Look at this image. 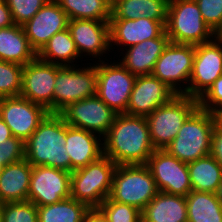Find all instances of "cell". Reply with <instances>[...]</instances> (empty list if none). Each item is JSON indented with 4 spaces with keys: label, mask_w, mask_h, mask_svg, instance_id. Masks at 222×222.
Segmentation results:
<instances>
[{
    "label": "cell",
    "mask_w": 222,
    "mask_h": 222,
    "mask_svg": "<svg viewBox=\"0 0 222 222\" xmlns=\"http://www.w3.org/2000/svg\"><path fill=\"white\" fill-rule=\"evenodd\" d=\"M102 140L103 155L116 165L146 164L155 151L146 116L117 114Z\"/></svg>",
    "instance_id": "6da1fadb"
},
{
    "label": "cell",
    "mask_w": 222,
    "mask_h": 222,
    "mask_svg": "<svg viewBox=\"0 0 222 222\" xmlns=\"http://www.w3.org/2000/svg\"><path fill=\"white\" fill-rule=\"evenodd\" d=\"M59 113H49L25 141V159L32 166H47L71 172L66 153V127Z\"/></svg>",
    "instance_id": "7a4b0ae2"
},
{
    "label": "cell",
    "mask_w": 222,
    "mask_h": 222,
    "mask_svg": "<svg viewBox=\"0 0 222 222\" xmlns=\"http://www.w3.org/2000/svg\"><path fill=\"white\" fill-rule=\"evenodd\" d=\"M218 120V114L198 107L185 120L177 136L165 150L187 164L209 155L212 131Z\"/></svg>",
    "instance_id": "3957f363"
},
{
    "label": "cell",
    "mask_w": 222,
    "mask_h": 222,
    "mask_svg": "<svg viewBox=\"0 0 222 222\" xmlns=\"http://www.w3.org/2000/svg\"><path fill=\"white\" fill-rule=\"evenodd\" d=\"M165 32L171 43L194 46L216 37L195 0H170Z\"/></svg>",
    "instance_id": "277c9868"
},
{
    "label": "cell",
    "mask_w": 222,
    "mask_h": 222,
    "mask_svg": "<svg viewBox=\"0 0 222 222\" xmlns=\"http://www.w3.org/2000/svg\"><path fill=\"white\" fill-rule=\"evenodd\" d=\"M116 164L106 156L71 172L70 197L98 208L111 192Z\"/></svg>",
    "instance_id": "5b68a950"
},
{
    "label": "cell",
    "mask_w": 222,
    "mask_h": 222,
    "mask_svg": "<svg viewBox=\"0 0 222 222\" xmlns=\"http://www.w3.org/2000/svg\"><path fill=\"white\" fill-rule=\"evenodd\" d=\"M156 182L146 164L117 165L109 198L142 211L158 194Z\"/></svg>",
    "instance_id": "8992f818"
},
{
    "label": "cell",
    "mask_w": 222,
    "mask_h": 222,
    "mask_svg": "<svg viewBox=\"0 0 222 222\" xmlns=\"http://www.w3.org/2000/svg\"><path fill=\"white\" fill-rule=\"evenodd\" d=\"M199 107L198 99L176 95L146 116L155 150H164L177 136L185 120Z\"/></svg>",
    "instance_id": "52a82bcc"
},
{
    "label": "cell",
    "mask_w": 222,
    "mask_h": 222,
    "mask_svg": "<svg viewBox=\"0 0 222 222\" xmlns=\"http://www.w3.org/2000/svg\"><path fill=\"white\" fill-rule=\"evenodd\" d=\"M88 65L78 68L79 64L78 66L56 64L53 113H60L69 104L97 94V66L94 63L93 66L92 63Z\"/></svg>",
    "instance_id": "ba28073f"
},
{
    "label": "cell",
    "mask_w": 222,
    "mask_h": 222,
    "mask_svg": "<svg viewBox=\"0 0 222 222\" xmlns=\"http://www.w3.org/2000/svg\"><path fill=\"white\" fill-rule=\"evenodd\" d=\"M194 54V45L169 42L156 61L151 75L166 84L177 95H184L188 90Z\"/></svg>",
    "instance_id": "9c48e42d"
},
{
    "label": "cell",
    "mask_w": 222,
    "mask_h": 222,
    "mask_svg": "<svg viewBox=\"0 0 222 222\" xmlns=\"http://www.w3.org/2000/svg\"><path fill=\"white\" fill-rule=\"evenodd\" d=\"M117 63V64H116ZM97 66V96L115 113L127 110L130 94L136 80L120 62L110 63L101 60Z\"/></svg>",
    "instance_id": "30bf717a"
},
{
    "label": "cell",
    "mask_w": 222,
    "mask_h": 222,
    "mask_svg": "<svg viewBox=\"0 0 222 222\" xmlns=\"http://www.w3.org/2000/svg\"><path fill=\"white\" fill-rule=\"evenodd\" d=\"M59 114L69 126L87 130L102 138L117 115L97 95L71 103Z\"/></svg>",
    "instance_id": "8fae6325"
},
{
    "label": "cell",
    "mask_w": 222,
    "mask_h": 222,
    "mask_svg": "<svg viewBox=\"0 0 222 222\" xmlns=\"http://www.w3.org/2000/svg\"><path fill=\"white\" fill-rule=\"evenodd\" d=\"M222 75V39L195 46L193 68L186 96L199 99L203 93Z\"/></svg>",
    "instance_id": "7c38bea8"
},
{
    "label": "cell",
    "mask_w": 222,
    "mask_h": 222,
    "mask_svg": "<svg viewBox=\"0 0 222 222\" xmlns=\"http://www.w3.org/2000/svg\"><path fill=\"white\" fill-rule=\"evenodd\" d=\"M146 165L159 191L185 197L192 191L188 164L170 155L165 149L155 150Z\"/></svg>",
    "instance_id": "4fadbf2b"
},
{
    "label": "cell",
    "mask_w": 222,
    "mask_h": 222,
    "mask_svg": "<svg viewBox=\"0 0 222 222\" xmlns=\"http://www.w3.org/2000/svg\"><path fill=\"white\" fill-rule=\"evenodd\" d=\"M50 112L42 105L20 96L0 98V118L12 135L24 142Z\"/></svg>",
    "instance_id": "5bb4252c"
},
{
    "label": "cell",
    "mask_w": 222,
    "mask_h": 222,
    "mask_svg": "<svg viewBox=\"0 0 222 222\" xmlns=\"http://www.w3.org/2000/svg\"><path fill=\"white\" fill-rule=\"evenodd\" d=\"M71 172L32 166L27 200L36 206H46L70 197Z\"/></svg>",
    "instance_id": "9a60e30c"
},
{
    "label": "cell",
    "mask_w": 222,
    "mask_h": 222,
    "mask_svg": "<svg viewBox=\"0 0 222 222\" xmlns=\"http://www.w3.org/2000/svg\"><path fill=\"white\" fill-rule=\"evenodd\" d=\"M55 79L56 64L42 61L36 57L23 66L20 95L53 113Z\"/></svg>",
    "instance_id": "2e32d148"
},
{
    "label": "cell",
    "mask_w": 222,
    "mask_h": 222,
    "mask_svg": "<svg viewBox=\"0 0 222 222\" xmlns=\"http://www.w3.org/2000/svg\"><path fill=\"white\" fill-rule=\"evenodd\" d=\"M68 29L76 44L80 58L90 56L93 57V60L98 58L97 62H100V57L102 58L104 53L110 51L109 21L73 19L69 20Z\"/></svg>",
    "instance_id": "e0dca14e"
},
{
    "label": "cell",
    "mask_w": 222,
    "mask_h": 222,
    "mask_svg": "<svg viewBox=\"0 0 222 222\" xmlns=\"http://www.w3.org/2000/svg\"><path fill=\"white\" fill-rule=\"evenodd\" d=\"M68 22L60 5L55 0H48L22 27L30 46L38 53L54 34L68 28Z\"/></svg>",
    "instance_id": "ac0fdd59"
},
{
    "label": "cell",
    "mask_w": 222,
    "mask_h": 222,
    "mask_svg": "<svg viewBox=\"0 0 222 222\" xmlns=\"http://www.w3.org/2000/svg\"><path fill=\"white\" fill-rule=\"evenodd\" d=\"M177 94L152 75L137 76L125 114L147 116Z\"/></svg>",
    "instance_id": "d6986e66"
},
{
    "label": "cell",
    "mask_w": 222,
    "mask_h": 222,
    "mask_svg": "<svg viewBox=\"0 0 222 222\" xmlns=\"http://www.w3.org/2000/svg\"><path fill=\"white\" fill-rule=\"evenodd\" d=\"M110 50L112 46L124 45L127 49L142 41L160 37L165 32L166 22L144 16L138 19H110ZM113 44V45H112Z\"/></svg>",
    "instance_id": "ffe728a7"
},
{
    "label": "cell",
    "mask_w": 222,
    "mask_h": 222,
    "mask_svg": "<svg viewBox=\"0 0 222 222\" xmlns=\"http://www.w3.org/2000/svg\"><path fill=\"white\" fill-rule=\"evenodd\" d=\"M101 140L102 137L87 130L69 125L66 127L65 148L71 160V172L103 156V141Z\"/></svg>",
    "instance_id": "44dd1931"
},
{
    "label": "cell",
    "mask_w": 222,
    "mask_h": 222,
    "mask_svg": "<svg viewBox=\"0 0 222 222\" xmlns=\"http://www.w3.org/2000/svg\"><path fill=\"white\" fill-rule=\"evenodd\" d=\"M169 42V37L164 32L160 37L142 41L125 49L122 60H118L135 76L151 75L156 61Z\"/></svg>",
    "instance_id": "7402d4cb"
},
{
    "label": "cell",
    "mask_w": 222,
    "mask_h": 222,
    "mask_svg": "<svg viewBox=\"0 0 222 222\" xmlns=\"http://www.w3.org/2000/svg\"><path fill=\"white\" fill-rule=\"evenodd\" d=\"M32 165L24 158L5 165L0 174V202L27 201Z\"/></svg>",
    "instance_id": "603a6c76"
},
{
    "label": "cell",
    "mask_w": 222,
    "mask_h": 222,
    "mask_svg": "<svg viewBox=\"0 0 222 222\" xmlns=\"http://www.w3.org/2000/svg\"><path fill=\"white\" fill-rule=\"evenodd\" d=\"M141 216L144 222H188L186 197L159 191Z\"/></svg>",
    "instance_id": "cb8c5ba5"
},
{
    "label": "cell",
    "mask_w": 222,
    "mask_h": 222,
    "mask_svg": "<svg viewBox=\"0 0 222 222\" xmlns=\"http://www.w3.org/2000/svg\"><path fill=\"white\" fill-rule=\"evenodd\" d=\"M36 57L21 25L0 29V60L24 66Z\"/></svg>",
    "instance_id": "d4e9b609"
},
{
    "label": "cell",
    "mask_w": 222,
    "mask_h": 222,
    "mask_svg": "<svg viewBox=\"0 0 222 222\" xmlns=\"http://www.w3.org/2000/svg\"><path fill=\"white\" fill-rule=\"evenodd\" d=\"M170 0H124L111 9L110 19H138L141 16L166 22Z\"/></svg>",
    "instance_id": "484cf974"
},
{
    "label": "cell",
    "mask_w": 222,
    "mask_h": 222,
    "mask_svg": "<svg viewBox=\"0 0 222 222\" xmlns=\"http://www.w3.org/2000/svg\"><path fill=\"white\" fill-rule=\"evenodd\" d=\"M192 190L217 193L222 182V166L209 154L188 163Z\"/></svg>",
    "instance_id": "4316f807"
},
{
    "label": "cell",
    "mask_w": 222,
    "mask_h": 222,
    "mask_svg": "<svg viewBox=\"0 0 222 222\" xmlns=\"http://www.w3.org/2000/svg\"><path fill=\"white\" fill-rule=\"evenodd\" d=\"M37 57L42 61L60 66H70V64L75 66L74 62L80 55L67 28L54 34L37 53Z\"/></svg>",
    "instance_id": "83f0119b"
},
{
    "label": "cell",
    "mask_w": 222,
    "mask_h": 222,
    "mask_svg": "<svg viewBox=\"0 0 222 222\" xmlns=\"http://www.w3.org/2000/svg\"><path fill=\"white\" fill-rule=\"evenodd\" d=\"M186 203L188 222H222V204L217 193L192 190Z\"/></svg>",
    "instance_id": "f1b7e54d"
},
{
    "label": "cell",
    "mask_w": 222,
    "mask_h": 222,
    "mask_svg": "<svg viewBox=\"0 0 222 222\" xmlns=\"http://www.w3.org/2000/svg\"><path fill=\"white\" fill-rule=\"evenodd\" d=\"M90 207L72 197L51 205L37 206L38 222H83Z\"/></svg>",
    "instance_id": "f546056e"
},
{
    "label": "cell",
    "mask_w": 222,
    "mask_h": 222,
    "mask_svg": "<svg viewBox=\"0 0 222 222\" xmlns=\"http://www.w3.org/2000/svg\"><path fill=\"white\" fill-rule=\"evenodd\" d=\"M69 20L88 19L110 21L111 8L107 0H55Z\"/></svg>",
    "instance_id": "4dcf8cb0"
},
{
    "label": "cell",
    "mask_w": 222,
    "mask_h": 222,
    "mask_svg": "<svg viewBox=\"0 0 222 222\" xmlns=\"http://www.w3.org/2000/svg\"><path fill=\"white\" fill-rule=\"evenodd\" d=\"M23 66L0 60V98L20 96Z\"/></svg>",
    "instance_id": "1f68e13d"
},
{
    "label": "cell",
    "mask_w": 222,
    "mask_h": 222,
    "mask_svg": "<svg viewBox=\"0 0 222 222\" xmlns=\"http://www.w3.org/2000/svg\"><path fill=\"white\" fill-rule=\"evenodd\" d=\"M107 222H139L141 211L134 206L111 200L109 197L97 208Z\"/></svg>",
    "instance_id": "d6a6232c"
},
{
    "label": "cell",
    "mask_w": 222,
    "mask_h": 222,
    "mask_svg": "<svg viewBox=\"0 0 222 222\" xmlns=\"http://www.w3.org/2000/svg\"><path fill=\"white\" fill-rule=\"evenodd\" d=\"M2 222H38L37 206L28 200L3 203Z\"/></svg>",
    "instance_id": "836d02e7"
},
{
    "label": "cell",
    "mask_w": 222,
    "mask_h": 222,
    "mask_svg": "<svg viewBox=\"0 0 222 222\" xmlns=\"http://www.w3.org/2000/svg\"><path fill=\"white\" fill-rule=\"evenodd\" d=\"M48 0H6L15 24L24 25Z\"/></svg>",
    "instance_id": "e575fe53"
},
{
    "label": "cell",
    "mask_w": 222,
    "mask_h": 222,
    "mask_svg": "<svg viewBox=\"0 0 222 222\" xmlns=\"http://www.w3.org/2000/svg\"><path fill=\"white\" fill-rule=\"evenodd\" d=\"M202 18L216 34L222 27V0H195Z\"/></svg>",
    "instance_id": "d590c367"
},
{
    "label": "cell",
    "mask_w": 222,
    "mask_h": 222,
    "mask_svg": "<svg viewBox=\"0 0 222 222\" xmlns=\"http://www.w3.org/2000/svg\"><path fill=\"white\" fill-rule=\"evenodd\" d=\"M199 108L219 114L222 110V75L198 99Z\"/></svg>",
    "instance_id": "8d00e7d4"
},
{
    "label": "cell",
    "mask_w": 222,
    "mask_h": 222,
    "mask_svg": "<svg viewBox=\"0 0 222 222\" xmlns=\"http://www.w3.org/2000/svg\"><path fill=\"white\" fill-rule=\"evenodd\" d=\"M25 158V142L19 138L11 137L0 141V163L5 166L16 163Z\"/></svg>",
    "instance_id": "74e56055"
},
{
    "label": "cell",
    "mask_w": 222,
    "mask_h": 222,
    "mask_svg": "<svg viewBox=\"0 0 222 222\" xmlns=\"http://www.w3.org/2000/svg\"><path fill=\"white\" fill-rule=\"evenodd\" d=\"M210 154L222 166V122L218 120L212 131Z\"/></svg>",
    "instance_id": "f35d334b"
},
{
    "label": "cell",
    "mask_w": 222,
    "mask_h": 222,
    "mask_svg": "<svg viewBox=\"0 0 222 222\" xmlns=\"http://www.w3.org/2000/svg\"><path fill=\"white\" fill-rule=\"evenodd\" d=\"M15 23L6 0H0V29L11 27Z\"/></svg>",
    "instance_id": "ab89813d"
},
{
    "label": "cell",
    "mask_w": 222,
    "mask_h": 222,
    "mask_svg": "<svg viewBox=\"0 0 222 222\" xmlns=\"http://www.w3.org/2000/svg\"><path fill=\"white\" fill-rule=\"evenodd\" d=\"M83 222H107V220L97 208H92L84 217Z\"/></svg>",
    "instance_id": "60d3db41"
},
{
    "label": "cell",
    "mask_w": 222,
    "mask_h": 222,
    "mask_svg": "<svg viewBox=\"0 0 222 222\" xmlns=\"http://www.w3.org/2000/svg\"><path fill=\"white\" fill-rule=\"evenodd\" d=\"M14 137L10 128L7 124L0 118V141H6L7 139Z\"/></svg>",
    "instance_id": "b9f144b4"
},
{
    "label": "cell",
    "mask_w": 222,
    "mask_h": 222,
    "mask_svg": "<svg viewBox=\"0 0 222 222\" xmlns=\"http://www.w3.org/2000/svg\"><path fill=\"white\" fill-rule=\"evenodd\" d=\"M124 0H107L109 7L112 9L115 5L122 2Z\"/></svg>",
    "instance_id": "7bdbcfd3"
},
{
    "label": "cell",
    "mask_w": 222,
    "mask_h": 222,
    "mask_svg": "<svg viewBox=\"0 0 222 222\" xmlns=\"http://www.w3.org/2000/svg\"><path fill=\"white\" fill-rule=\"evenodd\" d=\"M217 196H218L219 201L222 204V182H221V184L219 186V189H218V192H217Z\"/></svg>",
    "instance_id": "ee69618b"
},
{
    "label": "cell",
    "mask_w": 222,
    "mask_h": 222,
    "mask_svg": "<svg viewBox=\"0 0 222 222\" xmlns=\"http://www.w3.org/2000/svg\"><path fill=\"white\" fill-rule=\"evenodd\" d=\"M2 217H3V203L0 202V222H2Z\"/></svg>",
    "instance_id": "f6af8a7d"
},
{
    "label": "cell",
    "mask_w": 222,
    "mask_h": 222,
    "mask_svg": "<svg viewBox=\"0 0 222 222\" xmlns=\"http://www.w3.org/2000/svg\"><path fill=\"white\" fill-rule=\"evenodd\" d=\"M216 37L222 39V27H221V29L216 33Z\"/></svg>",
    "instance_id": "bcb514c9"
},
{
    "label": "cell",
    "mask_w": 222,
    "mask_h": 222,
    "mask_svg": "<svg viewBox=\"0 0 222 222\" xmlns=\"http://www.w3.org/2000/svg\"><path fill=\"white\" fill-rule=\"evenodd\" d=\"M218 118H219V120L222 122V110H221V112L218 114Z\"/></svg>",
    "instance_id": "7dc6e473"
},
{
    "label": "cell",
    "mask_w": 222,
    "mask_h": 222,
    "mask_svg": "<svg viewBox=\"0 0 222 222\" xmlns=\"http://www.w3.org/2000/svg\"><path fill=\"white\" fill-rule=\"evenodd\" d=\"M4 166L0 163V174L3 171Z\"/></svg>",
    "instance_id": "c3c4849f"
}]
</instances>
